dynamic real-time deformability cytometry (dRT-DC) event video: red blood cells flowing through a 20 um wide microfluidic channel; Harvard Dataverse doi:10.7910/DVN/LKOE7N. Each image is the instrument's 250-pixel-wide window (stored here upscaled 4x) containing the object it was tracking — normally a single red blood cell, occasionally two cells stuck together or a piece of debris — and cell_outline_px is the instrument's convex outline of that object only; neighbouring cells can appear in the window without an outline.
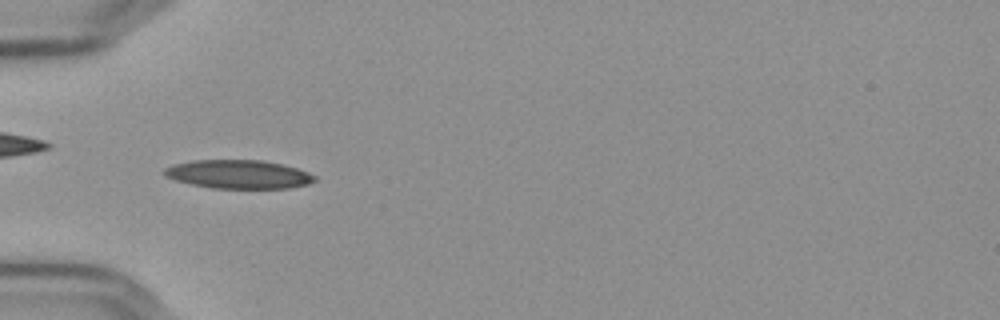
{"species": "Egyptian fruit bat (a non-hibernating species)", "species_latin": "Rousettus aegyptiacus", "temperature_condition": "cold", "stored_images_in_passage": 42, "camera_frame_rate_fps": 3000, "um_per_image_px": 0.085, "frame": {"image": 1, "passage_image": 4, "time_ms": 1.0, "image_size_px": [1000, 320], "cell_outline_px": [[316, 180], [308, 184], [288, 188], [212, 188], [192, 184], [176, 180], [164, 176], [160, 172], [164, 168], [172, 164], [192, 160], [260, 160], [280, 164], [296, 168], [308, 172], [316, 176]], "centroid_in_image_um": [20.22, 14.81], "position_along_channel_um": 64.8, "area_um2": 25.09}}
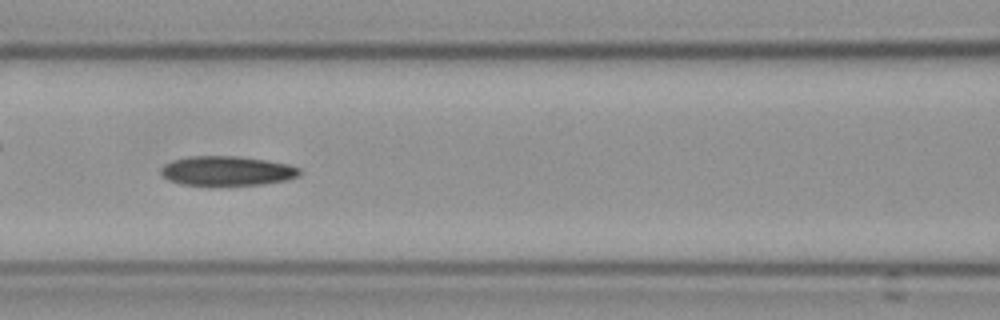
{"frame": {"image": 2, "passage_image": 11, "time_ms": 3.333, "image_size_px": [1000, 320], "cell_outline_px": [[300, 176], [288, 180], [264, 184], [212, 188], [180, 184], [168, 180], [160, 172], [160, 168], [164, 164], [172, 160], [188, 156], [236, 156], [264, 160], [288, 164], [300, 168]], "centroid_in_image_um": [19.26, 14.57], "position_along_channel_um": 147.3, "area_um2": 24.85}}
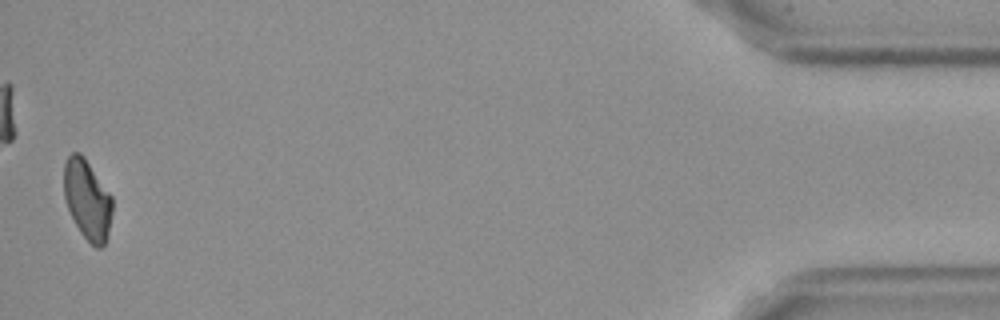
{"frame": {"image": 3, "passage_image": 41, "time_ms": 13.333, "image_size_px": [1000, 320], "cell_outline_px": [[112, 212], [108, 232], [104, 244], [100, 248], [96, 248], [80, 232], [68, 208], [64, 196], [64, 160], [72, 152], [80, 152], [84, 156], [112, 196]], "centroid_in_image_um": [7.41, 16.93], "position_along_channel_um": 427.8, "area_um2": 22.37}, "authors_computed_cell_mechanics": {"area_um2": 24.2182, "velocity_mm_per_s": 3.6305, "shape_relaxation_time_tau1_ms": 5.7181, "shape_relaxation_time_tau2_ms": 11.2491, "deformation_change_tau1": 0.1385, "deformation_change_tau2": 0.1825}}